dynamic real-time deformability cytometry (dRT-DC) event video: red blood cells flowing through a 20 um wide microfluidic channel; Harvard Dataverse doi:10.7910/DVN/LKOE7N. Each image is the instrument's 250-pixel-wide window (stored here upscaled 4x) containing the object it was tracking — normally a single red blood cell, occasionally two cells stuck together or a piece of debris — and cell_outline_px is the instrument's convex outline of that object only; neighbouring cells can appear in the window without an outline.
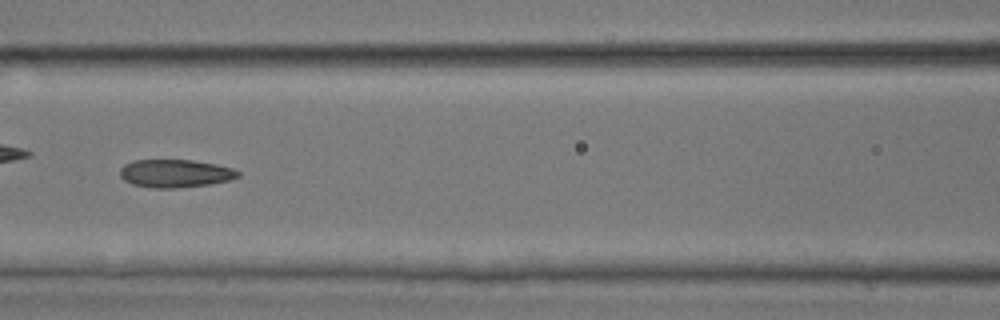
{"species": "common noctule bat (a hibernating species)", "species_latin": "Nyctalus noctula", "temperature_condition": "room temperature", "stored_images_in_passage": 45, "camera_frame_rate_fps": 3000, "um_per_image_px": 0.085, "animal": {"sex": "male", "body_mass_g": 17.9, "forearm_length_mm": 54.2}, "frame": {"image": 1, "passage_image": 20, "time_ms": 6.333, "image_size_px": [1000, 320], "cell_outline_px": [[240, 176], [228, 180], [208, 184], [176, 188], [152, 188], [132, 184], [124, 180], [120, 176], [120, 168], [124, 164], [132, 160], [192, 160], [216, 164], [232, 168], [240, 172]], "centroid_in_image_um": [14.86, 14.73], "position_along_channel_um": 151.7, "area_um2": 19.25}}
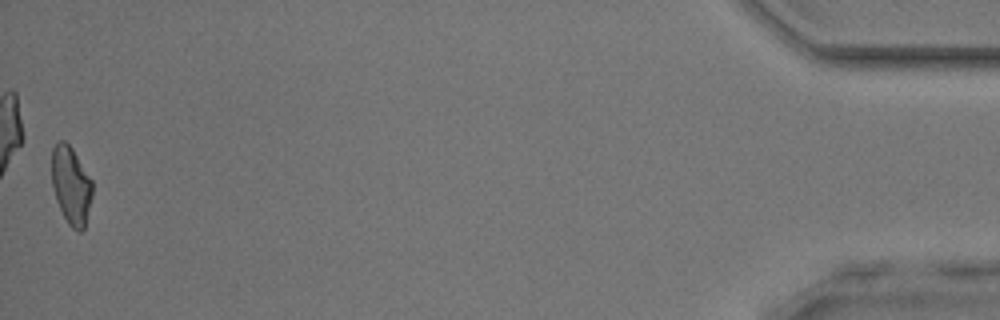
{"frame": {"image": 2, "passage_image": 45, "time_ms": 14.667, "image_size_px": [1000, 320], "cell_outline_px": [[92, 196], [84, 228], [80, 232], [76, 232], [68, 224], [56, 200], [52, 184], [52, 148], [60, 140], [64, 140], [72, 148], [92, 180]], "centroid_in_image_um": [6.04, 15.76], "position_along_channel_um": 429.2, "area_um2": 18.32}}